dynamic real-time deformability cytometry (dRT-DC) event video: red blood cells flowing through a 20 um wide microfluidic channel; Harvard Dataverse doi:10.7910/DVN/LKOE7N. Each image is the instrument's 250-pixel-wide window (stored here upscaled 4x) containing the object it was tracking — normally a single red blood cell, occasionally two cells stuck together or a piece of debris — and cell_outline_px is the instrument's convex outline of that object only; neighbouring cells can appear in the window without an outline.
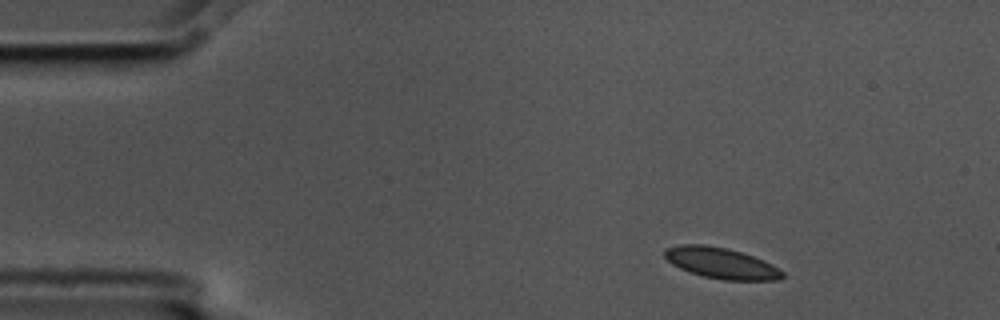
{"species": "common noctule bat (a hibernating species)", "species_latin": "Nyctalus noctula", "temperature_condition": "cold", "stored_images_in_passage": 3, "camera_frame_rate_fps": 3000, "um_per_image_px": 0.085, "animal": {"sex": "male", "body_mass_g": 17.5, "forearm_length_mm": 52.3}, "frame": {"image": 1, "passage_image": 1, "time_ms": 0.0, "image_size_px": [1000, 320], "cell_outline_px": [[784, 276], [776, 280], [724, 280], [704, 276], [680, 268], [672, 264], [664, 256], [664, 248], [680, 244], [704, 244], [728, 248], [764, 260], [772, 264], [784, 272]], "centroid_in_image_um": [61.29, 22.35], "position_along_channel_um": 23.7, "area_um2": 21.15}}